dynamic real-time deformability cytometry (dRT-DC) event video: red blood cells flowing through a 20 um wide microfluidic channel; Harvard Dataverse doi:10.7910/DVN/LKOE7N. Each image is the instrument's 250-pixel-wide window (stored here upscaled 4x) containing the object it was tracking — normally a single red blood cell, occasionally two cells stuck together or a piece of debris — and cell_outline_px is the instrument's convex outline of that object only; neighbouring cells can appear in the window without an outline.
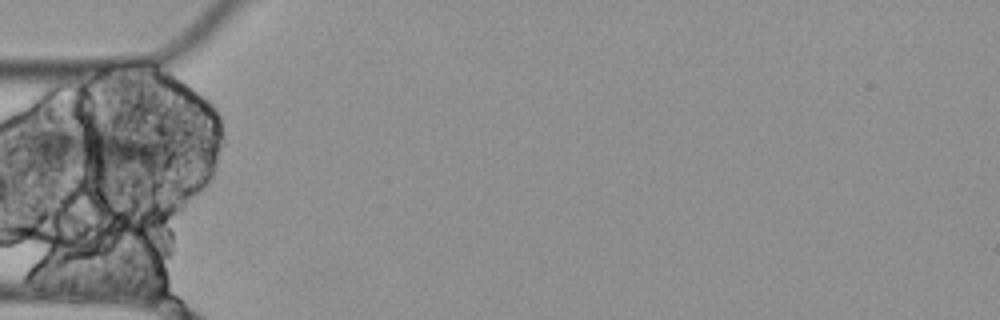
{"species": "Egyptian fruit bat (a non-hibernating species)", "species_latin": "Rousettus aegyptiacus", "temperature_condition": "cold", "stored_images_in_passage": 1, "camera_frame_rate_fps": 3000, "um_per_image_px": 0.085, "animal": {"sex": "female"}, "frame": {"image": 1, "passage_image": 1, "time_ms": 0.0, "image_size_px": [1000, 320], "cell_outline_px": [[156, 168], [48, 168], [36, 160], [16, 144], [16, 140], [40, 120], [48, 116], [128, 136], [144, 144], [156, 152]], "centroid_in_image_um": [7.08, 12.48], "position_along_channel_um": 77.9, "area_um2": 36.07}}